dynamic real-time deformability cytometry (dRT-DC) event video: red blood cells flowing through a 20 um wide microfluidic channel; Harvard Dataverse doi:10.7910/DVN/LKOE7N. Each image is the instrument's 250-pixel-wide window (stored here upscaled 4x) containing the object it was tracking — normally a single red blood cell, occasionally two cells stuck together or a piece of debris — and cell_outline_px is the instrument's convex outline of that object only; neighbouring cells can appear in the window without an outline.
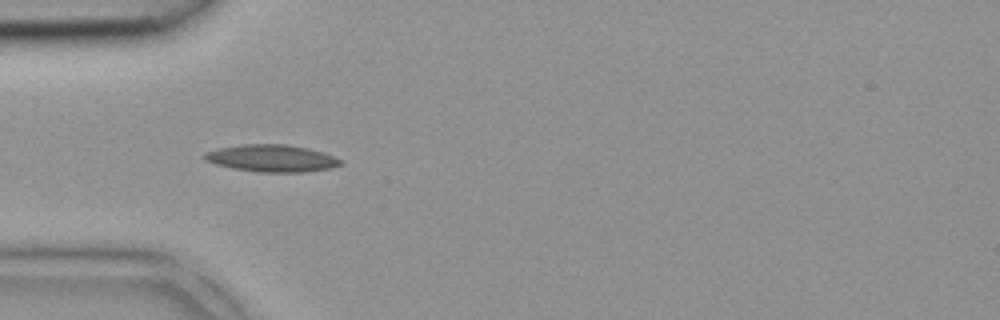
{"species": "common noctule bat (a hibernating species)", "species_latin": "Nyctalus noctula", "temperature_condition": "room temperature", "stored_images_in_passage": 1, "camera_frame_rate_fps": 3000, "um_per_image_px": 0.085, "animal": {"sex": "female", "body_mass_g": 18.4}, "frame": {"image": 1, "passage_image": 1, "time_ms": 0.0, "image_size_px": [1000, 320], "cell_outline_px": [[344, 160], [340, 164], [328, 168], [304, 172], [260, 172], [232, 168], [216, 164], [204, 160], [204, 152], [220, 148], [244, 144], [288, 144], [308, 148], [324, 152]], "centroid_in_image_um": [23.1, 13.44], "position_along_channel_um": 61.9, "area_um2": 21.44}}